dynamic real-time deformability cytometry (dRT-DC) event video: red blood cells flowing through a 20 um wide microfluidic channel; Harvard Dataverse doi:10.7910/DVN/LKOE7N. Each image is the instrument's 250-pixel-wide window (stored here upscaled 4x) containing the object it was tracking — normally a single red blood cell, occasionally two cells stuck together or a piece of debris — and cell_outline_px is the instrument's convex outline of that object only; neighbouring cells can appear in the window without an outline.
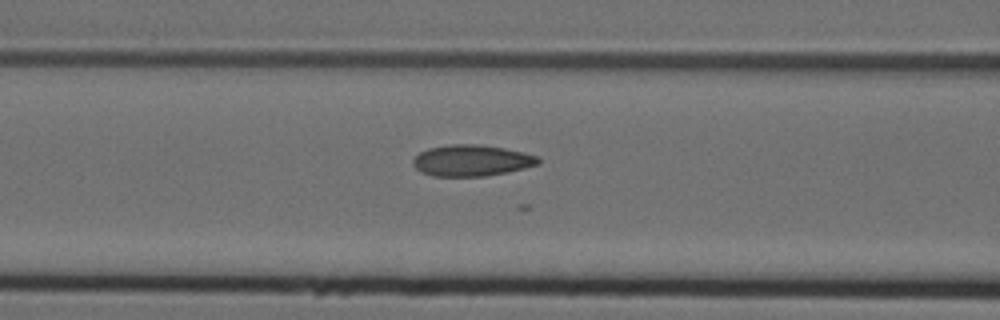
{"species": "Egyptian fruit bat (a non-hibernating species)", "species_latin": "Rousettus aegyptiacus", "temperature_condition": "cold", "stored_images_in_passage": 18, "camera_frame_rate_fps": 3000, "um_per_image_px": 0.085, "animal": {"sex": "female"}, "frame": {"image": 1, "passage_image": 16, "time_ms": 5.0, "image_size_px": [1000, 320], "cell_outline_px": [[540, 164], [524, 168], [484, 176], [432, 176], [420, 172], [412, 164], [412, 160], [420, 152], [428, 148], [452, 144], [480, 144], [504, 148], [536, 156], [540, 160]], "centroid_in_image_um": [40.04, 13.64], "position_along_channel_um": 126.6, "area_um2": 22.66}}